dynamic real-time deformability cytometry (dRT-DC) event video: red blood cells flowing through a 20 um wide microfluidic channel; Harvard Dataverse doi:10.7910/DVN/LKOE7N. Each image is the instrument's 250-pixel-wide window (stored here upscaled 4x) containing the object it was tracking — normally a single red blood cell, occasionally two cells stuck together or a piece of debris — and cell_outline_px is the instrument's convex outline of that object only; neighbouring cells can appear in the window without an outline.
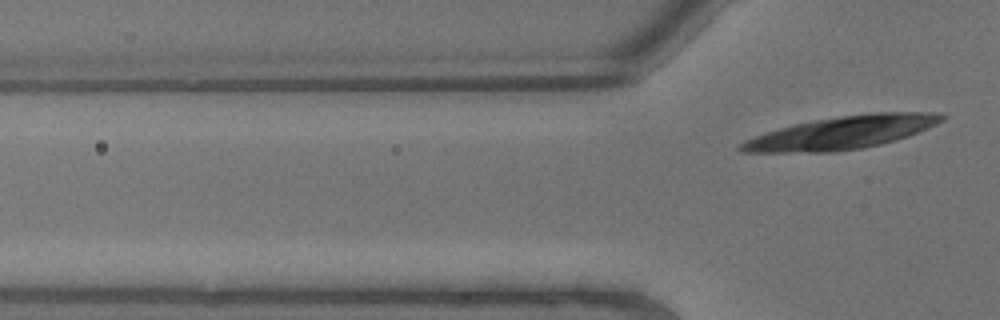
{"species": "common noctule bat (a hibernating species)", "species_latin": "Nyctalus noctula", "temperature_condition": "warm", "stored_images_in_passage": 6, "segment_of_instrument_passage": [2, 2], "camera_frame_rate_fps": 3000, "um_per_image_px": 0.085, "animal": {"sex": "male", "body_mass_g": 13.3}, "frame": {"image": 1, "passage_image": 6, "time_ms": 1.667, "image_size_px": [1000, 320], "cell_outline_px": [[948, 116], [944, 120], [928, 128], [908, 136], [896, 140], [864, 148], [836, 152], [740, 152], [736, 148], [744, 140], [780, 128], [796, 124], [816, 120], [840, 116], [876, 112], [932, 112]], "centroid_in_image_um": [71.59, 11.28], "position_along_channel_um": 54.2, "area_um2": 38.21}}